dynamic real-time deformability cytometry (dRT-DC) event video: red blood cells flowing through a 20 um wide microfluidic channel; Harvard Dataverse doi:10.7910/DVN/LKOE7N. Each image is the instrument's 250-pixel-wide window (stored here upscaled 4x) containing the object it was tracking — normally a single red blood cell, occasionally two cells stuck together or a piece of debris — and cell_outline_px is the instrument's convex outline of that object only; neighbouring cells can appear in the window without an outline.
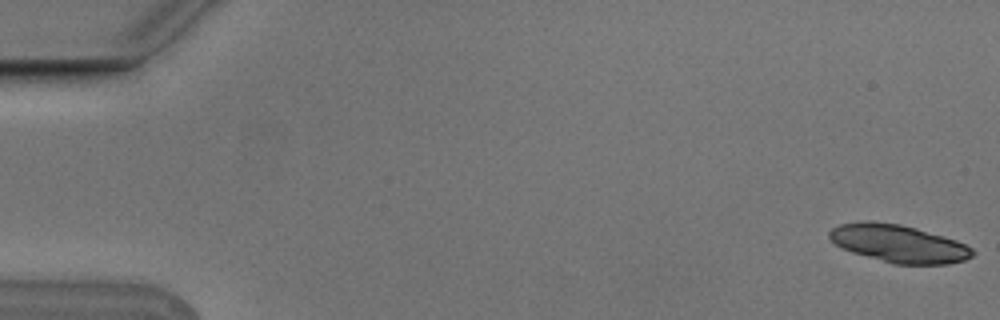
{"species": "Egyptian fruit bat (a non-hibernating species)", "species_latin": "Rousettus aegyptiacus", "temperature_condition": "cold", "stored_images_in_passage": 5, "camera_frame_rate_fps": 3000, "um_per_image_px": 0.085, "animal": {"sex": "male"}, "frame": {"image": 1, "passage_image": 1, "time_ms": 0.0, "image_size_px": [1000, 320], "cell_outline_px": [[976, 252], [972, 256], [964, 260], [948, 264], [892, 264], [852, 252], [836, 244], [828, 236], [828, 232], [832, 228], [840, 224], [868, 220], [872, 220], [900, 224], [916, 228], [956, 240], [972, 248]], "centroid_in_image_um": [76.38, 20.7], "position_along_channel_um": 8.6, "area_um2": 31.39}}